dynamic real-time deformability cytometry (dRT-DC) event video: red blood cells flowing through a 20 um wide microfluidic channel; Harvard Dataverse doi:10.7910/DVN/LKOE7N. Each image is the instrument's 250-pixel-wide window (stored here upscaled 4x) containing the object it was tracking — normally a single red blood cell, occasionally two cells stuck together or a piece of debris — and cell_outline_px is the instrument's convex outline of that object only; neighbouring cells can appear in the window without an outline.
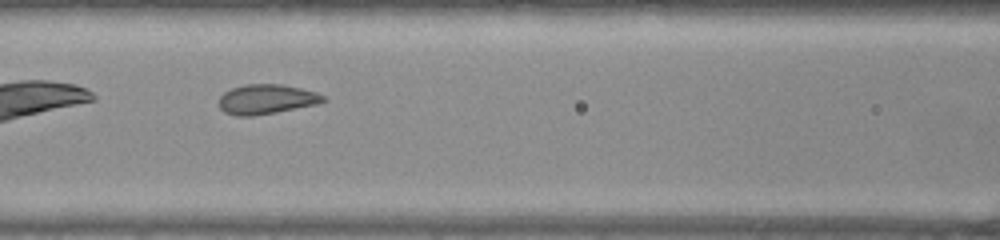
{"species": "common noctule bat (a hibernating species)", "species_latin": "Nyctalus noctula", "temperature_condition": "warm", "stored_images_in_passage": 35, "camera_frame_rate_fps": 3000, "um_per_image_px": 0.085, "animal": {"sex": "female", "body_mass_g": 22.0, "forearm_length_mm": 56.7}, "frame": {"image": 1, "passage_image": 6, "time_ms": 1.667, "image_size_px": [1000, 240], "cell_outline_px": [[328, 100], [316, 104], [252, 116], [236, 116], [224, 112], [220, 108], [220, 96], [224, 92], [232, 88], [244, 84], [280, 84], [300, 88], [316, 92], [324, 96]], "centroid_in_image_um": [22.63, 8.43], "position_along_channel_um": 144.0, "area_um2": 17.86}}
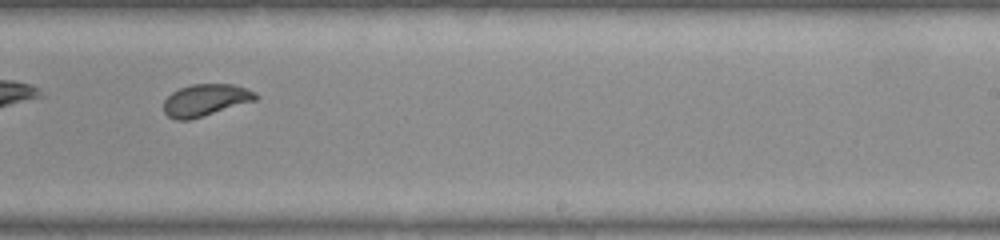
{"frame": {"image": 2, "passage_image": 16, "time_ms": 5.0, "image_size_px": [1000, 240], "cell_outline_px": [[256, 100], [188, 120], [176, 120], [168, 116], [164, 112], [164, 100], [172, 92], [180, 88], [192, 84], [232, 84], [256, 92]], "centroid_in_image_um": [17.43, 8.5], "position_along_channel_um": 271.6, "area_um2": 16.82}}